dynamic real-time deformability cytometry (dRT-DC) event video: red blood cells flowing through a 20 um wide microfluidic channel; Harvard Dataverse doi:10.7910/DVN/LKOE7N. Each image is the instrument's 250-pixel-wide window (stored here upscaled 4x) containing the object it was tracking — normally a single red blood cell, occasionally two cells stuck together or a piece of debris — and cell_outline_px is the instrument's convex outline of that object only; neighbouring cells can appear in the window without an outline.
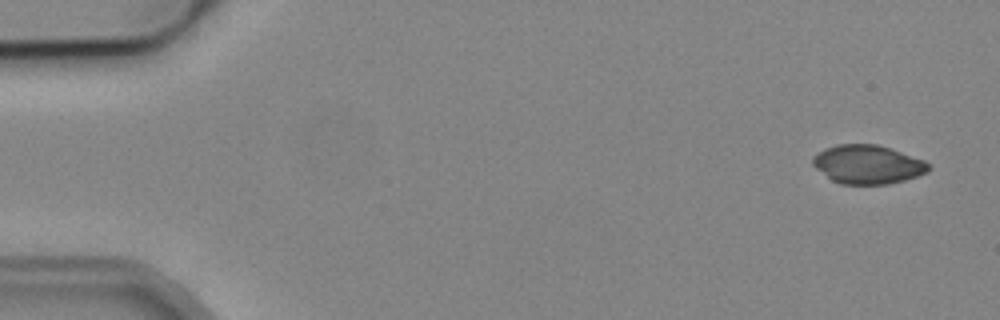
{"species": "common noctule bat (a hibernating species)", "species_latin": "Nyctalus noctula", "temperature_condition": "cold", "stored_images_in_passage": 5, "camera_frame_rate_fps": 3000, "um_per_image_px": 0.085, "animal": {"sex": "male", "body_mass_g": 19.2, "forearm_length_mm": 51.8}, "frame": {"image": 1, "passage_image": 1, "time_ms": 0.0, "image_size_px": [1000, 320], "cell_outline_px": [[932, 168], [928, 172], [904, 180], [888, 184], [840, 184], [832, 180], [816, 168], [812, 164], [812, 156], [824, 148], [836, 144], [876, 144], [924, 160]], "centroid_in_image_um": [73.73, 13.97], "position_along_channel_um": 11.3, "area_um2": 26.07}}